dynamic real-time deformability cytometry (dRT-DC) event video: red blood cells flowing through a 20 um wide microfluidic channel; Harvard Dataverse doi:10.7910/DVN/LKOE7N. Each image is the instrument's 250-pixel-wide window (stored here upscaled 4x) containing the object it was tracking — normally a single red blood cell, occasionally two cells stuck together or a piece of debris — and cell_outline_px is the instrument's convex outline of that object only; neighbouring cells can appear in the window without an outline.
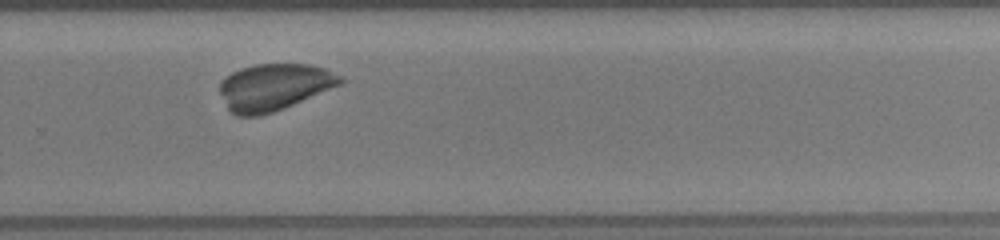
{"species": "common noctule bat (a hibernating species)", "species_latin": "Nyctalus noctula", "temperature_condition": "room temperature", "stored_images_in_passage": 27, "camera_frame_rate_fps": 3000, "um_per_image_px": 0.085, "animal": {"sex": "female", "body_mass_g": 19.5, "forearm_length_mm": 54.1}, "frame": {"image": 1, "passage_image": 20, "time_ms": 6.333, "image_size_px": [1000, 240], "cell_outline_px": [[344, 84], [284, 108], [260, 116], [236, 116], [228, 112], [220, 92], [220, 80], [232, 72], [240, 68], [256, 64], [308, 64], [324, 68], [340, 76], [344, 80]], "centroid_in_image_um": [23.28, 7.41], "position_along_channel_um": 306.5, "area_um2": 33.12}}
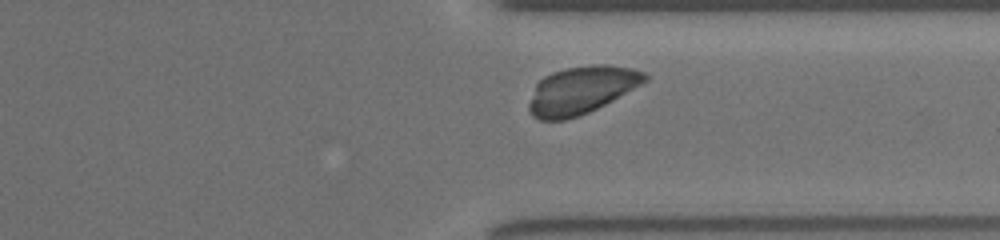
{"frame": {"image": 2, "passage_image": 24, "time_ms": 7.667, "image_size_px": [1000, 240], "cell_outline_px": [[652, 76], [648, 80], [612, 100], [588, 112], [564, 120], [540, 120], [532, 116], [528, 108], [528, 104], [536, 84], [544, 76], [552, 72], [564, 68], [596, 64], [608, 64], [632, 68], [644, 72]], "centroid_in_image_um": [49.42, 7.64], "position_along_channel_um": 362.0, "area_um2": 32.02}}